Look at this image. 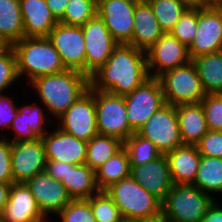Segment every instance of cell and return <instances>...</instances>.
<instances>
[{"mask_svg": "<svg viewBox=\"0 0 222 222\" xmlns=\"http://www.w3.org/2000/svg\"><path fill=\"white\" fill-rule=\"evenodd\" d=\"M123 147L127 150L130 166L143 165L162 155L149 139L144 138L137 132H134L123 142Z\"/></svg>", "mask_w": 222, "mask_h": 222, "instance_id": "1f68e13d", "label": "cell"}, {"mask_svg": "<svg viewBox=\"0 0 222 222\" xmlns=\"http://www.w3.org/2000/svg\"><path fill=\"white\" fill-rule=\"evenodd\" d=\"M130 176L161 202L171 190L173 181L165 154L140 166H130Z\"/></svg>", "mask_w": 222, "mask_h": 222, "instance_id": "44dd1931", "label": "cell"}, {"mask_svg": "<svg viewBox=\"0 0 222 222\" xmlns=\"http://www.w3.org/2000/svg\"><path fill=\"white\" fill-rule=\"evenodd\" d=\"M198 27V9H187L169 32L187 48L191 45Z\"/></svg>", "mask_w": 222, "mask_h": 222, "instance_id": "d590c367", "label": "cell"}, {"mask_svg": "<svg viewBox=\"0 0 222 222\" xmlns=\"http://www.w3.org/2000/svg\"><path fill=\"white\" fill-rule=\"evenodd\" d=\"M66 69L85 74V41L81 27L58 23L47 36Z\"/></svg>", "mask_w": 222, "mask_h": 222, "instance_id": "9a60e30c", "label": "cell"}, {"mask_svg": "<svg viewBox=\"0 0 222 222\" xmlns=\"http://www.w3.org/2000/svg\"><path fill=\"white\" fill-rule=\"evenodd\" d=\"M18 79L16 55L10 46L0 53V94H3V90H8L7 88L16 83Z\"/></svg>", "mask_w": 222, "mask_h": 222, "instance_id": "74e56055", "label": "cell"}, {"mask_svg": "<svg viewBox=\"0 0 222 222\" xmlns=\"http://www.w3.org/2000/svg\"><path fill=\"white\" fill-rule=\"evenodd\" d=\"M207 7H222V0H204Z\"/></svg>", "mask_w": 222, "mask_h": 222, "instance_id": "c3c4849f", "label": "cell"}, {"mask_svg": "<svg viewBox=\"0 0 222 222\" xmlns=\"http://www.w3.org/2000/svg\"><path fill=\"white\" fill-rule=\"evenodd\" d=\"M129 126L137 132L164 106L163 90L158 78L150 77L132 93L124 96Z\"/></svg>", "mask_w": 222, "mask_h": 222, "instance_id": "ba28073f", "label": "cell"}, {"mask_svg": "<svg viewBox=\"0 0 222 222\" xmlns=\"http://www.w3.org/2000/svg\"><path fill=\"white\" fill-rule=\"evenodd\" d=\"M201 222H222V207L218 205L217 201H214L208 208Z\"/></svg>", "mask_w": 222, "mask_h": 222, "instance_id": "7bdbcfd3", "label": "cell"}, {"mask_svg": "<svg viewBox=\"0 0 222 222\" xmlns=\"http://www.w3.org/2000/svg\"><path fill=\"white\" fill-rule=\"evenodd\" d=\"M133 1H135V2H142V1H144V0H133Z\"/></svg>", "mask_w": 222, "mask_h": 222, "instance_id": "f907efd6", "label": "cell"}, {"mask_svg": "<svg viewBox=\"0 0 222 222\" xmlns=\"http://www.w3.org/2000/svg\"><path fill=\"white\" fill-rule=\"evenodd\" d=\"M45 172L61 181L72 200L89 199L99 191L95 171L86 164L73 165L46 160Z\"/></svg>", "mask_w": 222, "mask_h": 222, "instance_id": "8fae6325", "label": "cell"}, {"mask_svg": "<svg viewBox=\"0 0 222 222\" xmlns=\"http://www.w3.org/2000/svg\"><path fill=\"white\" fill-rule=\"evenodd\" d=\"M158 79L166 104L178 106L200 103L206 95L198 70L192 60L187 64L166 71Z\"/></svg>", "mask_w": 222, "mask_h": 222, "instance_id": "8992f818", "label": "cell"}, {"mask_svg": "<svg viewBox=\"0 0 222 222\" xmlns=\"http://www.w3.org/2000/svg\"><path fill=\"white\" fill-rule=\"evenodd\" d=\"M99 134L127 140L135 131L129 126L124 96L94 90Z\"/></svg>", "mask_w": 222, "mask_h": 222, "instance_id": "52a82bcc", "label": "cell"}, {"mask_svg": "<svg viewBox=\"0 0 222 222\" xmlns=\"http://www.w3.org/2000/svg\"><path fill=\"white\" fill-rule=\"evenodd\" d=\"M1 222H50L39 209L35 197L25 183H14Z\"/></svg>", "mask_w": 222, "mask_h": 222, "instance_id": "ffe728a7", "label": "cell"}, {"mask_svg": "<svg viewBox=\"0 0 222 222\" xmlns=\"http://www.w3.org/2000/svg\"><path fill=\"white\" fill-rule=\"evenodd\" d=\"M43 107L32 103L29 105H22L18 107L17 114L10 127L14 138L8 137L11 143L22 141H34L42 138L47 133L48 124L46 120V113ZM47 125V126H46ZM46 127V128H45ZM10 138V139H9Z\"/></svg>", "mask_w": 222, "mask_h": 222, "instance_id": "7402d4cb", "label": "cell"}, {"mask_svg": "<svg viewBox=\"0 0 222 222\" xmlns=\"http://www.w3.org/2000/svg\"><path fill=\"white\" fill-rule=\"evenodd\" d=\"M192 186L202 192L212 194L222 193V158L201 156L199 168ZM212 193V194H211Z\"/></svg>", "mask_w": 222, "mask_h": 222, "instance_id": "f546056e", "label": "cell"}, {"mask_svg": "<svg viewBox=\"0 0 222 222\" xmlns=\"http://www.w3.org/2000/svg\"><path fill=\"white\" fill-rule=\"evenodd\" d=\"M165 156L173 184L192 185L201 160L197 145H182Z\"/></svg>", "mask_w": 222, "mask_h": 222, "instance_id": "cb8c5ba5", "label": "cell"}, {"mask_svg": "<svg viewBox=\"0 0 222 222\" xmlns=\"http://www.w3.org/2000/svg\"><path fill=\"white\" fill-rule=\"evenodd\" d=\"M10 47V45L7 43V41L0 35V53L7 50Z\"/></svg>", "mask_w": 222, "mask_h": 222, "instance_id": "681fc988", "label": "cell"}, {"mask_svg": "<svg viewBox=\"0 0 222 222\" xmlns=\"http://www.w3.org/2000/svg\"><path fill=\"white\" fill-rule=\"evenodd\" d=\"M163 34L150 4L146 0L137 2L132 39L128 45L146 51Z\"/></svg>", "mask_w": 222, "mask_h": 222, "instance_id": "d4e9b609", "label": "cell"}, {"mask_svg": "<svg viewBox=\"0 0 222 222\" xmlns=\"http://www.w3.org/2000/svg\"><path fill=\"white\" fill-rule=\"evenodd\" d=\"M25 184L30 189L39 209L47 219H50L48 218L49 214L57 216L72 201L61 181L54 179L45 171L36 174Z\"/></svg>", "mask_w": 222, "mask_h": 222, "instance_id": "ac0fdd59", "label": "cell"}, {"mask_svg": "<svg viewBox=\"0 0 222 222\" xmlns=\"http://www.w3.org/2000/svg\"><path fill=\"white\" fill-rule=\"evenodd\" d=\"M96 222H121L123 217L106 191H98L95 195L87 199Z\"/></svg>", "mask_w": 222, "mask_h": 222, "instance_id": "e575fe53", "label": "cell"}, {"mask_svg": "<svg viewBox=\"0 0 222 222\" xmlns=\"http://www.w3.org/2000/svg\"><path fill=\"white\" fill-rule=\"evenodd\" d=\"M222 50V7L198 9V27L188 47L191 60Z\"/></svg>", "mask_w": 222, "mask_h": 222, "instance_id": "2e32d148", "label": "cell"}, {"mask_svg": "<svg viewBox=\"0 0 222 222\" xmlns=\"http://www.w3.org/2000/svg\"><path fill=\"white\" fill-rule=\"evenodd\" d=\"M0 182L14 184L11 169V142L0 135Z\"/></svg>", "mask_w": 222, "mask_h": 222, "instance_id": "60d3db41", "label": "cell"}, {"mask_svg": "<svg viewBox=\"0 0 222 222\" xmlns=\"http://www.w3.org/2000/svg\"><path fill=\"white\" fill-rule=\"evenodd\" d=\"M214 196L202 192L192 185L173 184L162 204V215L166 222H201Z\"/></svg>", "mask_w": 222, "mask_h": 222, "instance_id": "277c9868", "label": "cell"}, {"mask_svg": "<svg viewBox=\"0 0 222 222\" xmlns=\"http://www.w3.org/2000/svg\"><path fill=\"white\" fill-rule=\"evenodd\" d=\"M130 161L127 150L122 147L103 165L95 170V181L99 191L130 176Z\"/></svg>", "mask_w": 222, "mask_h": 222, "instance_id": "4316f807", "label": "cell"}, {"mask_svg": "<svg viewBox=\"0 0 222 222\" xmlns=\"http://www.w3.org/2000/svg\"><path fill=\"white\" fill-rule=\"evenodd\" d=\"M122 147L119 139L98 133L87 142L85 164L95 171Z\"/></svg>", "mask_w": 222, "mask_h": 222, "instance_id": "4dcf8cb0", "label": "cell"}, {"mask_svg": "<svg viewBox=\"0 0 222 222\" xmlns=\"http://www.w3.org/2000/svg\"><path fill=\"white\" fill-rule=\"evenodd\" d=\"M11 186L12 184L0 182V214L2 213L4 207L6 206L8 202Z\"/></svg>", "mask_w": 222, "mask_h": 222, "instance_id": "f6af8a7d", "label": "cell"}, {"mask_svg": "<svg viewBox=\"0 0 222 222\" xmlns=\"http://www.w3.org/2000/svg\"><path fill=\"white\" fill-rule=\"evenodd\" d=\"M128 222H166V220L161 212L160 214L152 217L132 219Z\"/></svg>", "mask_w": 222, "mask_h": 222, "instance_id": "7dc6e473", "label": "cell"}, {"mask_svg": "<svg viewBox=\"0 0 222 222\" xmlns=\"http://www.w3.org/2000/svg\"><path fill=\"white\" fill-rule=\"evenodd\" d=\"M81 28L85 41V75L90 77L105 65L118 43L98 14Z\"/></svg>", "mask_w": 222, "mask_h": 222, "instance_id": "7c38bea8", "label": "cell"}, {"mask_svg": "<svg viewBox=\"0 0 222 222\" xmlns=\"http://www.w3.org/2000/svg\"><path fill=\"white\" fill-rule=\"evenodd\" d=\"M146 59L149 75L154 78L191 61L188 48L170 33H164L146 50Z\"/></svg>", "mask_w": 222, "mask_h": 222, "instance_id": "4fadbf2b", "label": "cell"}, {"mask_svg": "<svg viewBox=\"0 0 222 222\" xmlns=\"http://www.w3.org/2000/svg\"><path fill=\"white\" fill-rule=\"evenodd\" d=\"M24 37H47L59 23L45 0H19Z\"/></svg>", "mask_w": 222, "mask_h": 222, "instance_id": "603a6c76", "label": "cell"}, {"mask_svg": "<svg viewBox=\"0 0 222 222\" xmlns=\"http://www.w3.org/2000/svg\"><path fill=\"white\" fill-rule=\"evenodd\" d=\"M136 4L133 0H97V14L118 44L132 39Z\"/></svg>", "mask_w": 222, "mask_h": 222, "instance_id": "5bb4252c", "label": "cell"}, {"mask_svg": "<svg viewBox=\"0 0 222 222\" xmlns=\"http://www.w3.org/2000/svg\"><path fill=\"white\" fill-rule=\"evenodd\" d=\"M206 94L222 93V50L192 60Z\"/></svg>", "mask_w": 222, "mask_h": 222, "instance_id": "83f0119b", "label": "cell"}, {"mask_svg": "<svg viewBox=\"0 0 222 222\" xmlns=\"http://www.w3.org/2000/svg\"><path fill=\"white\" fill-rule=\"evenodd\" d=\"M187 9H205L204 0H179Z\"/></svg>", "mask_w": 222, "mask_h": 222, "instance_id": "bcb514c9", "label": "cell"}, {"mask_svg": "<svg viewBox=\"0 0 222 222\" xmlns=\"http://www.w3.org/2000/svg\"><path fill=\"white\" fill-rule=\"evenodd\" d=\"M55 18L59 21L64 14L70 0H45Z\"/></svg>", "mask_w": 222, "mask_h": 222, "instance_id": "ee69618b", "label": "cell"}, {"mask_svg": "<svg viewBox=\"0 0 222 222\" xmlns=\"http://www.w3.org/2000/svg\"><path fill=\"white\" fill-rule=\"evenodd\" d=\"M197 148L201 156L222 158V132L209 130Z\"/></svg>", "mask_w": 222, "mask_h": 222, "instance_id": "ab89813d", "label": "cell"}, {"mask_svg": "<svg viewBox=\"0 0 222 222\" xmlns=\"http://www.w3.org/2000/svg\"><path fill=\"white\" fill-rule=\"evenodd\" d=\"M105 191L126 221L152 217L162 212L161 201L141 187L131 176L112 184Z\"/></svg>", "mask_w": 222, "mask_h": 222, "instance_id": "5b68a950", "label": "cell"}, {"mask_svg": "<svg viewBox=\"0 0 222 222\" xmlns=\"http://www.w3.org/2000/svg\"><path fill=\"white\" fill-rule=\"evenodd\" d=\"M46 160L83 165L86 160L87 142L61 131L58 127L42 138Z\"/></svg>", "mask_w": 222, "mask_h": 222, "instance_id": "d6986e66", "label": "cell"}, {"mask_svg": "<svg viewBox=\"0 0 222 222\" xmlns=\"http://www.w3.org/2000/svg\"><path fill=\"white\" fill-rule=\"evenodd\" d=\"M208 129L220 131L222 129V93L206 94L201 100Z\"/></svg>", "mask_w": 222, "mask_h": 222, "instance_id": "f35d334b", "label": "cell"}, {"mask_svg": "<svg viewBox=\"0 0 222 222\" xmlns=\"http://www.w3.org/2000/svg\"><path fill=\"white\" fill-rule=\"evenodd\" d=\"M97 14V0H70L60 23L82 27Z\"/></svg>", "mask_w": 222, "mask_h": 222, "instance_id": "836d02e7", "label": "cell"}, {"mask_svg": "<svg viewBox=\"0 0 222 222\" xmlns=\"http://www.w3.org/2000/svg\"><path fill=\"white\" fill-rule=\"evenodd\" d=\"M149 78L146 51L118 44L105 65L89 77V83L93 90L125 96Z\"/></svg>", "mask_w": 222, "mask_h": 222, "instance_id": "6da1fadb", "label": "cell"}, {"mask_svg": "<svg viewBox=\"0 0 222 222\" xmlns=\"http://www.w3.org/2000/svg\"><path fill=\"white\" fill-rule=\"evenodd\" d=\"M175 107L183 145H197L209 131L201 102Z\"/></svg>", "mask_w": 222, "mask_h": 222, "instance_id": "484cf974", "label": "cell"}, {"mask_svg": "<svg viewBox=\"0 0 222 222\" xmlns=\"http://www.w3.org/2000/svg\"><path fill=\"white\" fill-rule=\"evenodd\" d=\"M0 35L10 46L24 38L19 0H0Z\"/></svg>", "mask_w": 222, "mask_h": 222, "instance_id": "f1b7e54d", "label": "cell"}, {"mask_svg": "<svg viewBox=\"0 0 222 222\" xmlns=\"http://www.w3.org/2000/svg\"><path fill=\"white\" fill-rule=\"evenodd\" d=\"M18 78H36L66 70L59 53L48 37H24L14 43Z\"/></svg>", "mask_w": 222, "mask_h": 222, "instance_id": "3957f363", "label": "cell"}, {"mask_svg": "<svg viewBox=\"0 0 222 222\" xmlns=\"http://www.w3.org/2000/svg\"><path fill=\"white\" fill-rule=\"evenodd\" d=\"M18 105L13 97H9L6 94H0V128L4 129L11 127L13 120L18 111Z\"/></svg>", "mask_w": 222, "mask_h": 222, "instance_id": "b9f144b4", "label": "cell"}, {"mask_svg": "<svg viewBox=\"0 0 222 222\" xmlns=\"http://www.w3.org/2000/svg\"><path fill=\"white\" fill-rule=\"evenodd\" d=\"M57 120V127L61 131L77 139L90 141L98 134L94 90L89 87Z\"/></svg>", "mask_w": 222, "mask_h": 222, "instance_id": "9c48e42d", "label": "cell"}, {"mask_svg": "<svg viewBox=\"0 0 222 222\" xmlns=\"http://www.w3.org/2000/svg\"><path fill=\"white\" fill-rule=\"evenodd\" d=\"M155 14L161 30L169 33L187 8L179 0H146Z\"/></svg>", "mask_w": 222, "mask_h": 222, "instance_id": "d6a6232c", "label": "cell"}, {"mask_svg": "<svg viewBox=\"0 0 222 222\" xmlns=\"http://www.w3.org/2000/svg\"><path fill=\"white\" fill-rule=\"evenodd\" d=\"M137 133L149 139L162 154L183 145L176 107L170 104L156 111Z\"/></svg>", "mask_w": 222, "mask_h": 222, "instance_id": "30bf717a", "label": "cell"}, {"mask_svg": "<svg viewBox=\"0 0 222 222\" xmlns=\"http://www.w3.org/2000/svg\"><path fill=\"white\" fill-rule=\"evenodd\" d=\"M57 215L61 222H96L87 199L72 200Z\"/></svg>", "mask_w": 222, "mask_h": 222, "instance_id": "8d00e7d4", "label": "cell"}, {"mask_svg": "<svg viewBox=\"0 0 222 222\" xmlns=\"http://www.w3.org/2000/svg\"><path fill=\"white\" fill-rule=\"evenodd\" d=\"M45 148L41 138L11 143V169L14 183H26L45 171Z\"/></svg>", "mask_w": 222, "mask_h": 222, "instance_id": "e0dca14e", "label": "cell"}, {"mask_svg": "<svg viewBox=\"0 0 222 222\" xmlns=\"http://www.w3.org/2000/svg\"><path fill=\"white\" fill-rule=\"evenodd\" d=\"M30 84L38 93L43 107L56 119L90 87L89 77L74 69L38 77Z\"/></svg>", "mask_w": 222, "mask_h": 222, "instance_id": "7a4b0ae2", "label": "cell"}]
</instances>
